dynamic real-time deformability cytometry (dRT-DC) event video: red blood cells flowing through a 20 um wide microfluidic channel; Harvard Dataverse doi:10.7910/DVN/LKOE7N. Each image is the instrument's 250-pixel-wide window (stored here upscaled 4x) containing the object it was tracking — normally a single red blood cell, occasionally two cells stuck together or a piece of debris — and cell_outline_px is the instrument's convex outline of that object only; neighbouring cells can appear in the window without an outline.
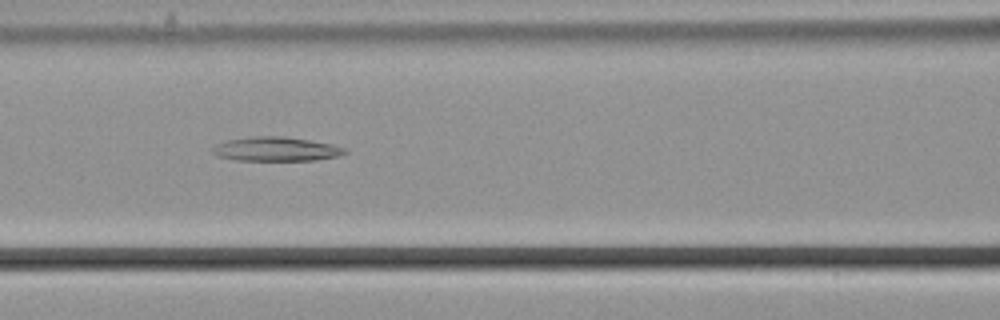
{"species": "common noctule bat (a hibernating species)", "species_latin": "Nyctalus noctula", "temperature_condition": "cold", "stored_images_in_passage": 36, "camera_frame_rate_fps": 3000, "um_per_image_px": 0.085, "animal": {"sex": "male", "body_mass_g": 21.5, "forearm_length_mm": 52.0}, "frame": {"image": 1, "passage_image": 13, "time_ms": 4.0, "image_size_px": [1000, 320], "cell_outline_px": [[348, 152], [340, 156], [316, 160], [236, 160], [216, 156], [212, 152], [212, 148], [216, 144], [228, 140], [252, 136], [284, 136], [332, 144], [348, 148]], "centroid_in_image_um": [23.49, 12.67], "position_along_channel_um": 143.1, "area_um2": 18.73}}
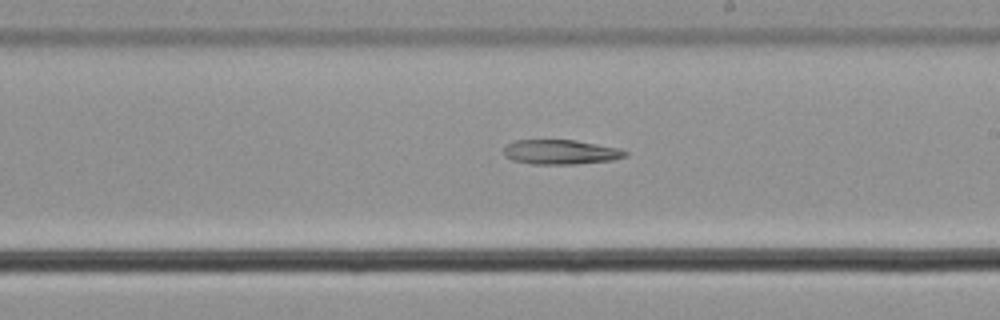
{"frame": {"image": 2, "passage_image": 21, "time_ms": 6.667, "image_size_px": [1000, 320], "cell_outline_px": [[628, 156], [612, 160], [576, 164], [532, 164], [512, 160], [504, 156], [504, 148], [508, 144], [516, 140], [576, 140], [620, 148], [628, 152]], "centroid_in_image_um": [47.68, 12.92], "position_along_channel_um": 241.3, "area_um2": 17.51}}
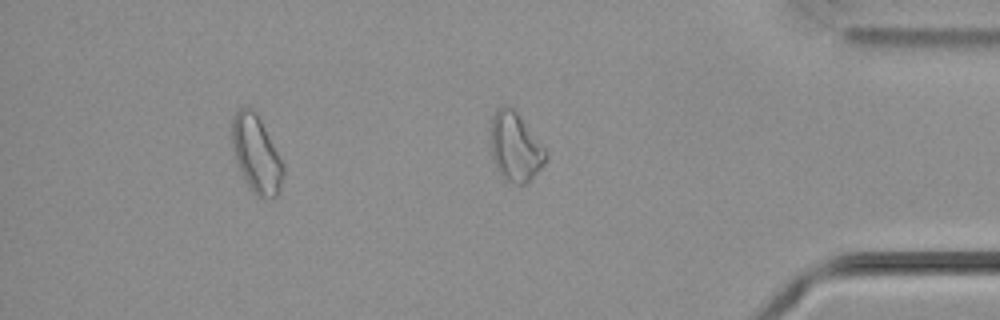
{"frame": {"image": 3, "passage_image": 35, "time_ms": 11.333, "image_size_px": [1000, 320], "cell_outline_px": [[284, 176], [280, 192], [276, 196], [264, 200], [260, 200], [252, 192], [240, 172], [236, 164], [232, 144], [232, 116], [240, 108], [252, 108], [256, 112], [284, 164]], "centroid_in_image_um": [21.8, 13.17], "position_along_channel_um": 413.4, "area_um2": 23.35}}